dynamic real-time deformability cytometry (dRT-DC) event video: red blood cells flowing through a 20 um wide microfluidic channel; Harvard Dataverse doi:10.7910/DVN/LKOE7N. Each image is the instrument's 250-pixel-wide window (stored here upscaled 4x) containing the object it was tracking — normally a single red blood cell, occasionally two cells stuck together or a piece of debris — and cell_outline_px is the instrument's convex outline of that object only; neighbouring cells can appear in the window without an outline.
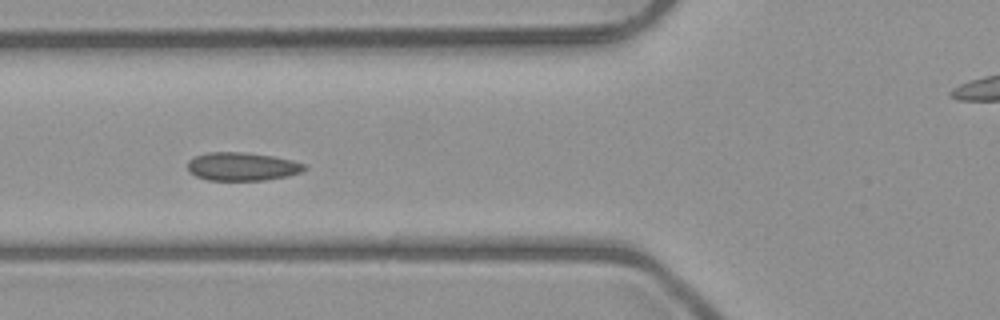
{"species": "common noctule bat (a hibernating species)", "species_latin": "Nyctalus noctula", "temperature_condition": "room temperature", "stored_images_in_passage": 6, "camera_frame_rate_fps": 3000, "um_per_image_px": 0.085, "animal": {"sex": "male", "body_mass_g": 23.1, "forearm_length_mm": 52.7}, "frame": {"image": 1, "passage_image": 5, "time_ms": 4.333, "image_size_px": [1000, 320], "cell_outline_px": [[308, 168], [300, 172], [288, 176], [264, 180], [208, 180], [196, 176], [188, 172], [188, 160], [192, 156], [208, 152], [244, 152], [272, 156], [292, 160], [304, 164]], "centroid_in_image_um": [20.55, 14.15], "position_along_channel_um": 105.3, "area_um2": 19.36}}
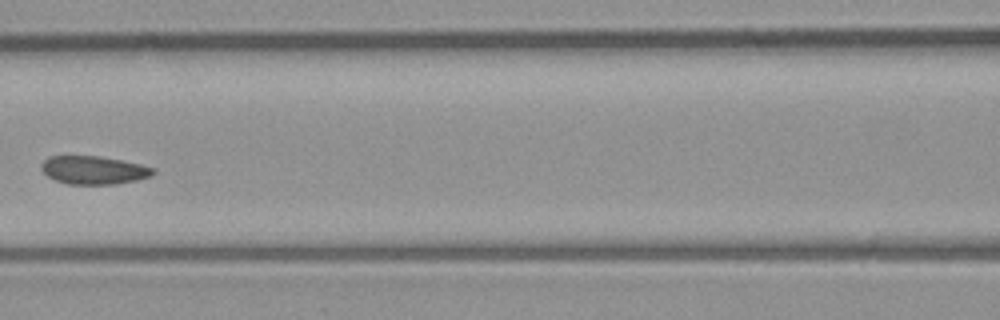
{"frame": {"image": 2, "passage_image": 6, "time_ms": 5.667, "image_size_px": [1000, 320], "cell_outline_px": [[156, 172], [152, 176], [136, 180], [116, 184], [68, 184], [56, 180], [48, 176], [40, 168], [40, 164], [48, 156], [100, 156], [140, 164], [156, 168]], "centroid_in_image_um": [7.98, 14.45], "position_along_channel_um": 158.6, "area_um2": 18.44}}